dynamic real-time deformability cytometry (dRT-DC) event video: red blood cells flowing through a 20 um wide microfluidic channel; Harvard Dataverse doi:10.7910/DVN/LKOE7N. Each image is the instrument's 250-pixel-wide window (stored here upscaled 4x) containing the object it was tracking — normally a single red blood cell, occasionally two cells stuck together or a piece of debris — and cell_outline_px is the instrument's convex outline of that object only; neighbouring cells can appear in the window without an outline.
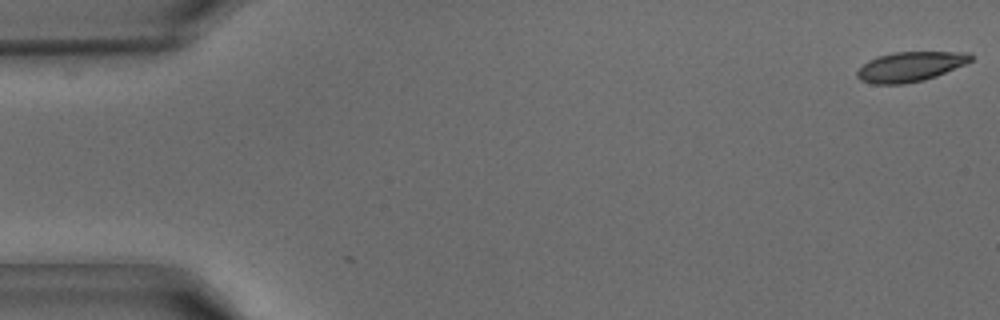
{"species": "common noctule bat (a hibernating species)", "species_latin": "Nyctalus noctula", "temperature_condition": "warm", "stored_images_in_passage": 42, "camera_frame_rate_fps": 3000, "um_per_image_px": 0.085, "animal": {"sex": "male", "body_mass_g": 15.6}, "frame": {"image": 1, "passage_image": 1, "time_ms": 0.0, "image_size_px": [1000, 320], "cell_outline_px": [[972, 60], [964, 64], [936, 76], [924, 80], [904, 84], [872, 84], [860, 80], [856, 76], [856, 72], [868, 60], [876, 56], [896, 52], [968, 52], [972, 56]], "centroid_in_image_um": [77.33, 5.67], "position_along_channel_um": 7.7, "area_um2": 19.65}}
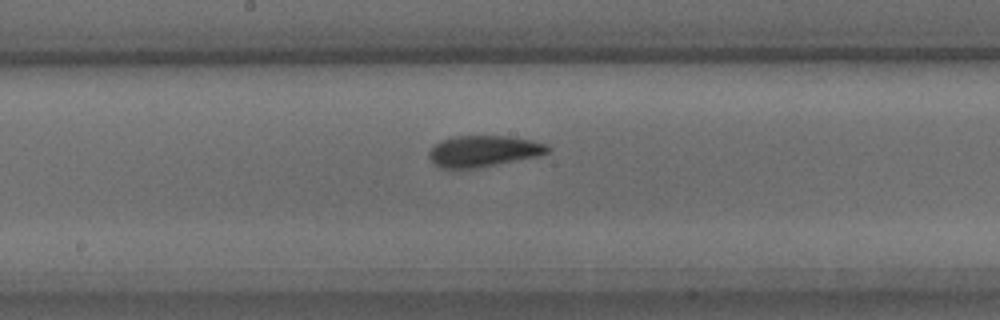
{"frame": {"image": 2, "passage_image": 22, "time_ms": 7.0, "image_size_px": [1000, 320], "cell_outline_px": [[552, 148], [548, 152], [540, 156], [476, 168], [440, 168], [428, 156], [428, 152], [440, 140], [452, 136], [508, 136], [532, 140], [548, 144]], "centroid_in_image_um": [41.13, 12.84], "position_along_channel_um": 207.1, "area_um2": 21.68}}
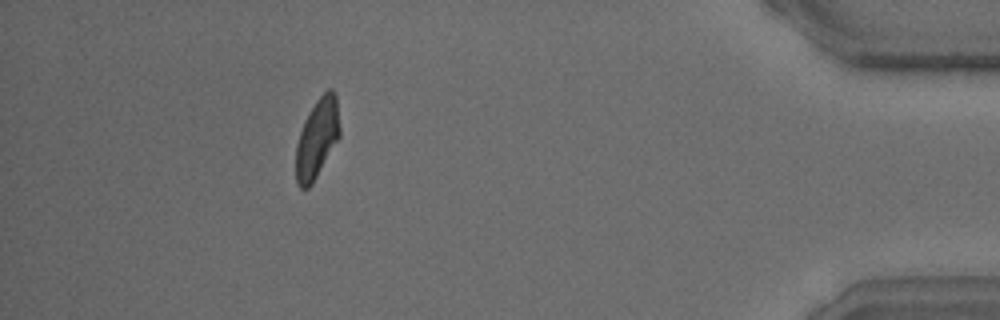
{"frame": {"image": 3, "passage_image": 38, "time_ms": 12.333, "image_size_px": [1000, 320], "cell_outline_px": [[340, 136], [312, 184], [308, 188], [300, 188], [296, 184], [296, 144], [304, 120], [308, 112], [316, 100], [328, 88], [332, 88], [336, 92], [340, 128]], "centroid_in_image_um": [26.95, 11.73], "position_along_channel_um": 408.2, "area_um2": 20.4}}